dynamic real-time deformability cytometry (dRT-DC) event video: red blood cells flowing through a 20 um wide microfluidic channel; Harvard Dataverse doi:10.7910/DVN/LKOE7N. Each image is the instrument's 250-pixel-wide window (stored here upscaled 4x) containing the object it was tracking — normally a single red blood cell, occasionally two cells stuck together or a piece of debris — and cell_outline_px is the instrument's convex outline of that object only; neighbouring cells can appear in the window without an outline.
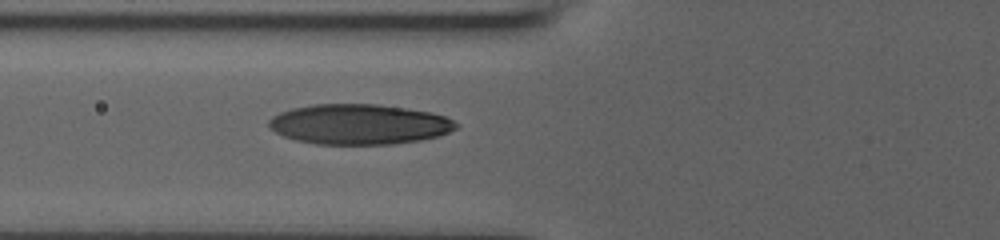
{"species": "human", "species_latin": "Homo sapiens", "temperature_condition": "room temperature", "stored_images_in_passage": 19, "camera_frame_rate_fps": 3000, "um_per_image_px": 0.085, "donor": {"sex": "male"}, "frame": {"image": 1, "passage_image": 19, "time_ms": 6.0, "image_size_px": [1000, 240], "cell_outline_px": [[460, 124], [456, 128], [440, 136], [420, 140], [392, 144], [316, 144], [296, 140], [284, 136], [276, 132], [268, 124], [268, 120], [272, 116], [280, 112], [292, 108], [312, 104], [376, 104], [404, 108], [428, 112], [444, 116]], "centroid_in_image_um": [30.51, 10.56], "position_along_channel_um": 95.3, "area_um2": 43.75}}